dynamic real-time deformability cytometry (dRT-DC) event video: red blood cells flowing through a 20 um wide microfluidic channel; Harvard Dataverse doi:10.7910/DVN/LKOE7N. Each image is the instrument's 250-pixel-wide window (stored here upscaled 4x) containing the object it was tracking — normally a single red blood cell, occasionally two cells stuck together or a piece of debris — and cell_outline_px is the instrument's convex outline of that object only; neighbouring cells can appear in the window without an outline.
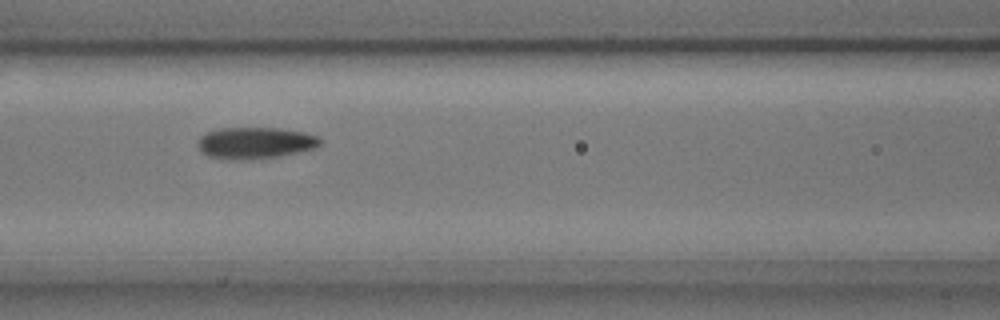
{"species": "common noctule bat (a hibernating species)", "species_latin": "Nyctalus noctula", "temperature_condition": "cold", "stored_images_in_passage": 10, "camera_frame_rate_fps": 3000, "um_per_image_px": 0.085, "animal": {"sex": "male", "body_mass_g": 17.9, "forearm_length_mm": 54.2}, "frame": {"image": 1, "passage_image": 6, "time_ms": 1.667, "image_size_px": [1000, 320], "cell_outline_px": [[324, 140], [316, 148], [280, 156], [248, 160], [228, 160], [208, 156], [200, 152], [196, 144], [200, 136], [208, 132], [220, 128], [280, 128], [320, 136]], "centroid_in_image_um": [21.68, 12.16], "position_along_channel_um": 144.9, "area_um2": 22.83}}
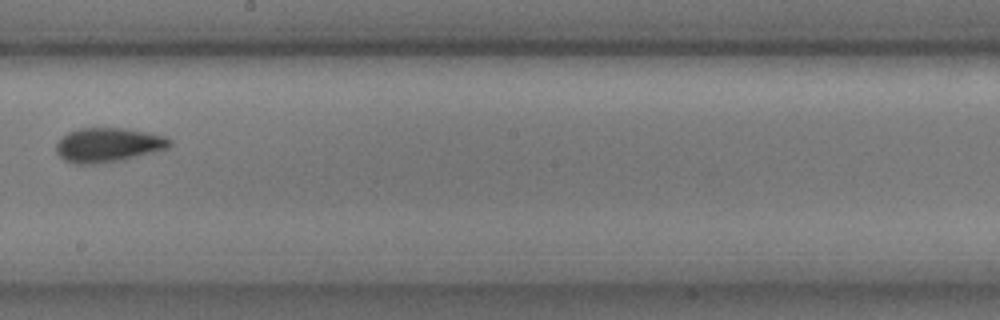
{"frame": {"image": 2, "passage_image": 8, "time_ms": 2.333, "image_size_px": [1000, 320], "cell_outline_px": [[172, 144], [168, 148], [124, 160], [92, 164], [76, 164], [64, 160], [56, 152], [56, 144], [68, 132], [80, 128], [128, 128], [148, 132], [164, 136], [172, 140]], "centroid_in_image_um": [9.22, 12.32], "position_along_channel_um": 239.0, "area_um2": 22.77}}
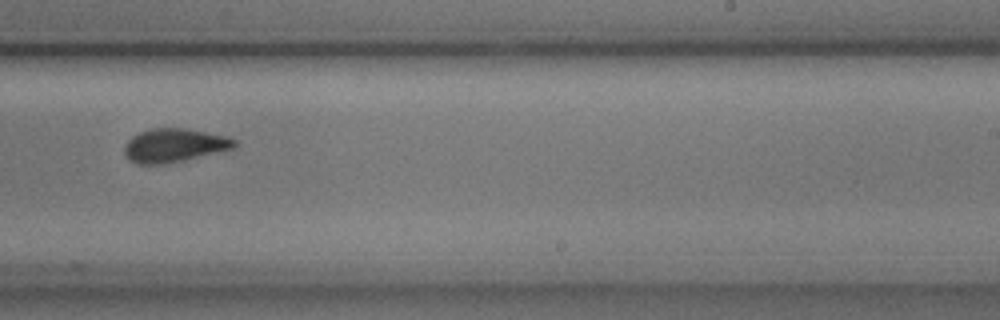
{"frame": {"image": 3, "passage_image": 9, "time_ms": 2.667, "image_size_px": [1000, 320], "cell_outline_px": [[236, 148], [184, 160], [160, 164], [136, 164], [128, 160], [124, 152], [124, 144], [132, 136], [140, 132], [152, 128], [184, 128], [228, 136], [236, 140]], "centroid_in_image_um": [14.8, 12.35], "position_along_channel_um": 274.2, "area_um2": 21.62}}